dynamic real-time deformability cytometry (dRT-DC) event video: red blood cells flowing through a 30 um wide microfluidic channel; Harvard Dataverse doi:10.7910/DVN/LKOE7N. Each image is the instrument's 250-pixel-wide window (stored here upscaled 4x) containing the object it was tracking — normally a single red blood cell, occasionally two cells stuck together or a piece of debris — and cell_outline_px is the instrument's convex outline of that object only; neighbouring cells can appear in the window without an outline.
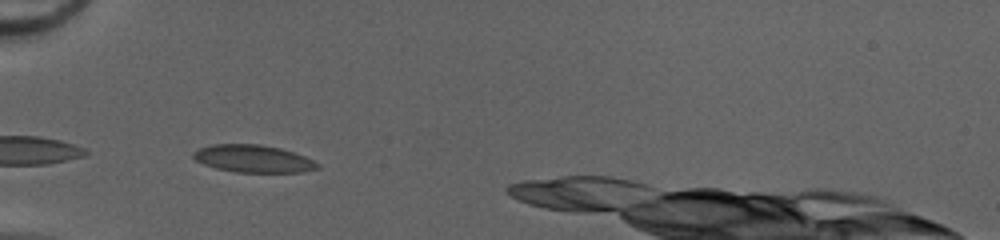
{"species": "common noctule bat (a hibernating species)", "species_latin": "Nyctalus noctula", "temperature_condition": "cold", "stored_images_in_passage": 7, "camera_frame_rate_fps": 3000, "um_per_image_px": 0.085, "animal": {"sex": "female", "body_mass_g": 20.0, "forearm_length_mm": 54.0}, "frame": {"image": 1, "passage_image": 1, "time_ms": 0.0, "image_size_px": [1000, 240], "cell_outline_px": [[320, 168], [304, 172], [236, 172], [216, 168], [204, 164], [196, 160], [192, 156], [192, 152], [200, 148], [212, 144], [260, 144], [280, 148], [304, 156], [320, 164]], "centroid_in_image_um": [21.53, 13.49], "position_along_channel_um": 63.5, "area_um2": 19.83}}
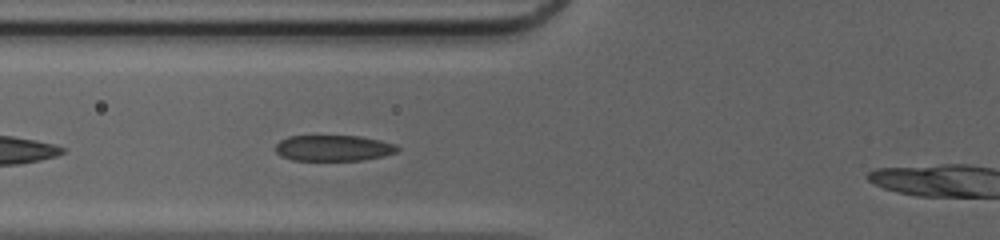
{"frame": {"image": 2, "passage_image": 4, "time_ms": 1.0, "image_size_px": [1000, 240], "cell_outline_px": [[400, 148], [396, 152], [384, 156], [364, 160], [292, 160], [280, 156], [276, 152], [276, 144], [280, 140], [288, 136], [360, 136], [380, 140], [396, 144]], "centroid_in_image_um": [28.35, 12.58], "position_along_channel_um": 97.4, "area_um2": 18.5}}